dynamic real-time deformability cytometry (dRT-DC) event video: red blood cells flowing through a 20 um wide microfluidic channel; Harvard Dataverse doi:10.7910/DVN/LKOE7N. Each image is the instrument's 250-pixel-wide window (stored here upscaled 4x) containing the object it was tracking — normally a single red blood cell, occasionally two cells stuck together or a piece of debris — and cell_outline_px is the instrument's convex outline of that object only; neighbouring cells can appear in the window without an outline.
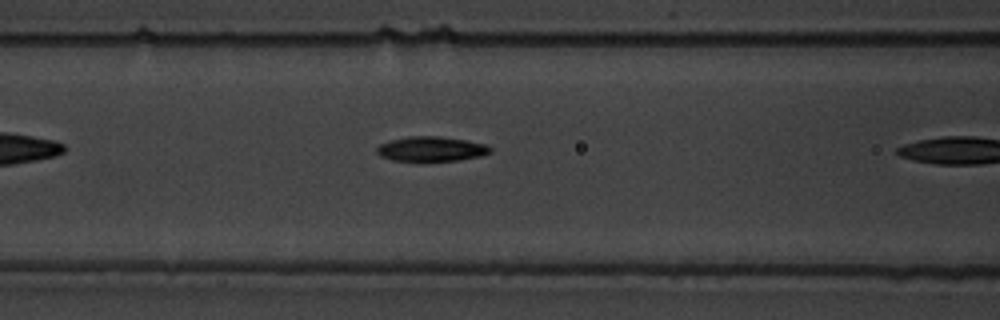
{"species": "common noctule bat (a hibernating species)", "species_latin": "Nyctalus noctula", "temperature_condition": "warm", "stored_images_in_passage": 8, "camera_frame_rate_fps": 3000, "um_per_image_px": 0.085, "animal": {"sex": "male", "body_mass_g": 19.5, "forearm_length_mm": 54.6}, "frame": {"image": 1, "passage_image": 7, "time_ms": 2.0, "image_size_px": [1000, 320], "cell_outline_px": [[492, 152], [480, 156], [460, 160], [392, 160], [380, 156], [376, 152], [376, 148], [380, 144], [392, 140], [408, 136], [440, 136], [464, 140], [484, 144], [492, 148]], "centroid_in_image_um": [36.65, 12.65], "position_along_channel_um": 129.9, "area_um2": 16.13}}